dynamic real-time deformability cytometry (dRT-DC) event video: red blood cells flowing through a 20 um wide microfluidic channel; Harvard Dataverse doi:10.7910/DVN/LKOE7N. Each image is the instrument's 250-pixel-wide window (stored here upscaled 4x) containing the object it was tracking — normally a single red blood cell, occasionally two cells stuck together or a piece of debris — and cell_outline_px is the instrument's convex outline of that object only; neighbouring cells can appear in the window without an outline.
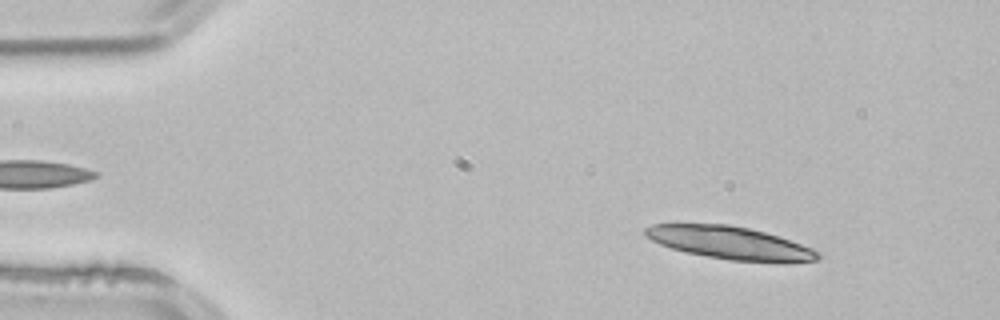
{"species": "common noctule bat (a hibernating species)", "species_latin": "Nyctalus noctula", "temperature_condition": "room temperature", "stored_images_in_passage": 2, "camera_frame_rate_fps": 3000, "um_per_image_px": 0.085, "animal": {"sex": "male", "body_mass_g": 21.5, "forearm_length_mm": 52.0}, "frame": {"image": 1, "passage_image": 1, "time_ms": 0.0, "image_size_px": [1000, 320], "cell_outline_px": [[820, 260], [728, 260], [688, 252], [672, 248], [660, 244], [644, 236], [644, 228], [652, 224], [728, 224], [748, 228], [764, 232], [812, 248], [820, 252]], "centroid_in_image_um": [61.94, 20.6], "position_along_channel_um": 23.1, "area_um2": 31.79}}